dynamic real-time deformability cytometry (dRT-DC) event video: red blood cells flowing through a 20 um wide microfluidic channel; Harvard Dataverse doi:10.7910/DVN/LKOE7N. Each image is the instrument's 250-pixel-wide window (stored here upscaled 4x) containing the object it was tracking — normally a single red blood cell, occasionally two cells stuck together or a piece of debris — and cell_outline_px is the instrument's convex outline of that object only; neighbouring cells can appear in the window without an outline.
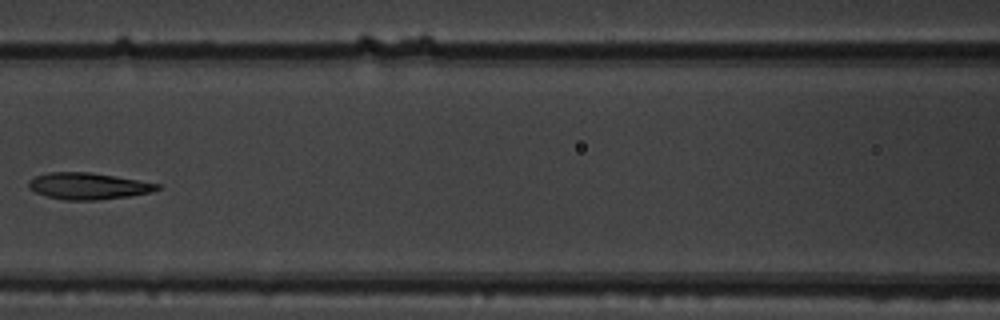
{"species": "common noctule bat (a hibernating species)", "species_latin": "Nyctalus noctula", "temperature_condition": "warm", "stored_images_in_passage": 8, "camera_frame_rate_fps": 3000, "um_per_image_px": 0.085, "animal": {"sex": "male", "body_mass_g": 19.5, "forearm_length_mm": 54.6}, "frame": {"image": 1, "passage_image": 7, "time_ms": 2.0, "image_size_px": [1000, 320], "cell_outline_px": [[160, 188], [152, 192], [128, 196], [100, 200], [64, 200], [48, 196], [36, 192], [28, 188], [28, 180], [36, 176], [48, 172], [88, 172], [160, 184]], "centroid_in_image_um": [7.46, 15.82], "position_along_channel_um": 159.1, "area_um2": 19.71}}
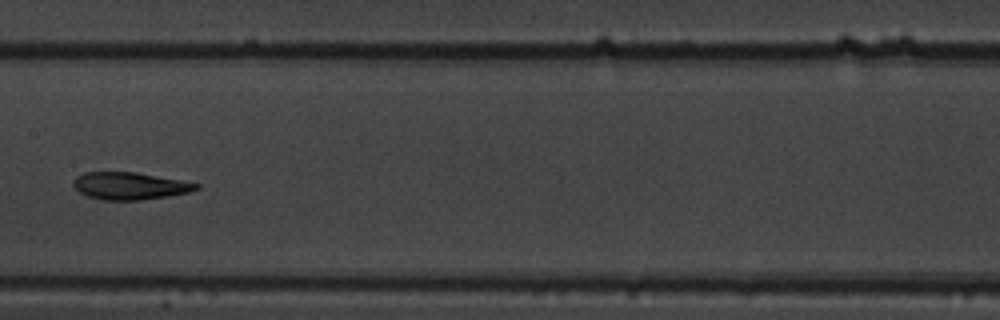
{"frame": {"image": 2, "passage_image": 8, "time_ms": 2.333, "image_size_px": [1000, 320], "cell_outline_px": [[200, 188], [188, 192], [168, 196], [140, 200], [100, 200], [88, 196], [80, 192], [72, 184], [72, 180], [76, 176], [84, 172], [136, 172], [180, 180], [200, 184]], "centroid_in_image_um": [11.0, 15.8], "position_along_channel_um": 196.4, "area_um2": 19.54}}